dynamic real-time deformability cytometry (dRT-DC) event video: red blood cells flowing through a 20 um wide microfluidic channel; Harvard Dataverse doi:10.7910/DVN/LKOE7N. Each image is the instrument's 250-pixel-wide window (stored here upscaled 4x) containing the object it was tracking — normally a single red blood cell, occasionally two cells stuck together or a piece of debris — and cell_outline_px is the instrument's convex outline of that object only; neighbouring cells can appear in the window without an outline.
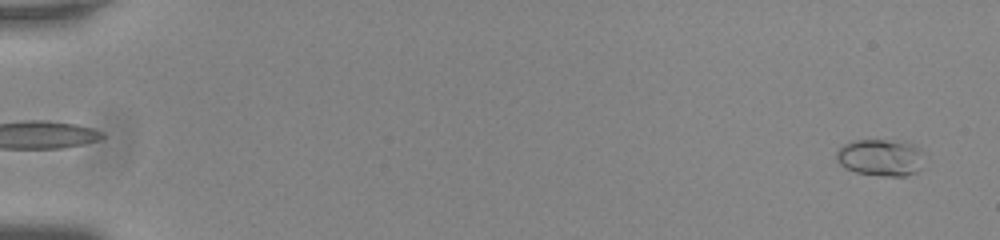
{"species": "common noctule bat (a hibernating species)", "species_latin": "Nyctalus noctula", "temperature_condition": "room temperature", "stored_images_in_passage": 56, "camera_frame_rate_fps": 3000, "um_per_image_px": 0.085, "animal": {"sex": "male", "body_mass_g": 20.0, "forearm_length_mm": 53.3}, "frame": {"image": 1, "passage_image": 2, "time_ms": 0.333, "image_size_px": [1000, 240], "cell_outline_px": [[920, 168], [916, 172], [904, 176], [884, 176], [856, 172], [844, 168], [836, 160], [836, 152], [844, 144], [852, 140], [900, 140], [912, 144], [920, 148]], "centroid_in_image_um": [74.8, 13.38], "position_along_channel_um": 10.2, "area_um2": 18.79}}
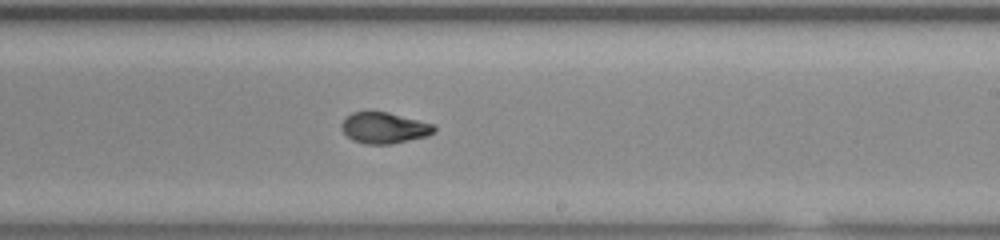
{"frame": {"image": 2, "passage_image": 35, "time_ms": 11.333, "image_size_px": [1000, 240], "cell_outline_px": [[436, 132], [428, 136], [388, 144], [364, 144], [352, 140], [340, 128], [340, 124], [352, 112], [388, 112], [436, 124]], "centroid_in_image_um": [32.69, 10.87], "position_along_channel_um": 256.3, "area_um2": 16.82}}
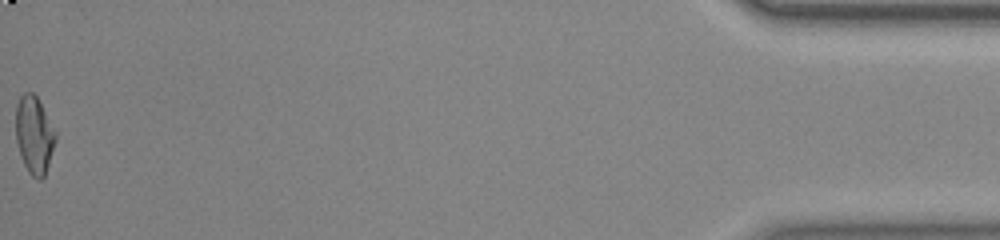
{"frame": {"image": 3, "passage_image": 56, "time_ms": 18.333, "image_size_px": [1000, 240], "cell_outline_px": [[56, 140], [44, 176], [40, 180], [36, 180], [28, 172], [20, 156], [16, 140], [16, 104], [20, 96], [24, 92], [32, 92], [36, 96], [56, 132]], "centroid_in_image_um": [2.89, 11.48], "position_along_channel_um": 432.3, "area_um2": 17.86}, "authors_computed_cell_mechanics": {"area_um2": 17.1377, "velocity_mm_per_s": 3.778, "shape_relaxation_time_tau1_ms": null, "shape_relaxation_time_tau2_ms": 1.3983, "deformation_change_tau1": null, "deformation_change_tau2": 0.0541}}